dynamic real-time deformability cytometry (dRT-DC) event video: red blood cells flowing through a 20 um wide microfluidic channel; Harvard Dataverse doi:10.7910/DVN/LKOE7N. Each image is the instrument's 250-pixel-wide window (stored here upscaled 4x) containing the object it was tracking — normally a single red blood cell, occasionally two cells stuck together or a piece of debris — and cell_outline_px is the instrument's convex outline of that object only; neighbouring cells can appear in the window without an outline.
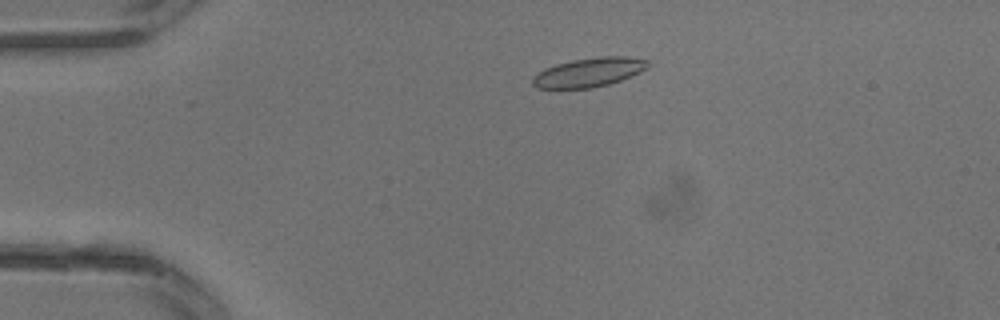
{"species": "common noctule bat (a hibernating species)", "species_latin": "Nyctalus noctula", "temperature_condition": "warm", "stored_images_in_passage": 12, "camera_frame_rate_fps": 3000, "um_per_image_px": 0.085, "animal": {"sex": "male", "body_mass_g": 13.3}, "frame": {"image": 1, "passage_image": 5, "time_ms": 1.333, "image_size_px": [1000, 320], "cell_outline_px": [[648, 68], [640, 72], [620, 80], [608, 84], [592, 88], [536, 88], [532, 84], [532, 76], [536, 72], [544, 68], [556, 64], [572, 60], [596, 56], [628, 56], [648, 60]], "centroid_in_image_um": [50.03, 6.13], "position_along_channel_um": 35.0, "area_um2": 19.71}}
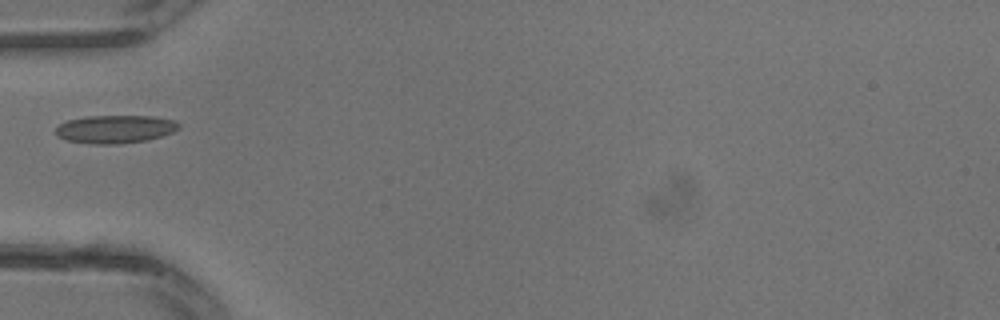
{"frame": {"image": 2, "passage_image": 9, "time_ms": 2.667, "image_size_px": [1000, 320], "cell_outline_px": [[180, 128], [172, 132], [148, 140], [120, 144], [88, 144], [64, 140], [56, 136], [56, 128], [60, 124], [68, 120], [88, 116], [152, 116], [172, 120], [180, 124]], "centroid_in_image_um": [9.76, 10.99], "position_along_channel_um": 75.2, "area_um2": 20.23}}
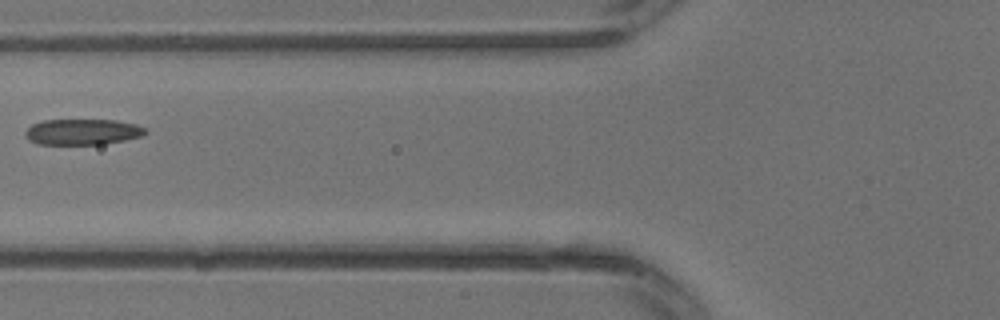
{"frame": {"image": 3, "passage_image": 11, "time_ms": 3.333, "image_size_px": [1000, 320], "cell_outline_px": [[148, 132], [144, 136], [104, 144], [36, 144], [28, 140], [24, 132], [32, 124], [44, 120], [116, 120], [136, 124], [148, 128]], "centroid_in_image_um": [7.05, 11.21], "position_along_channel_um": 118.7, "area_um2": 18.26}}